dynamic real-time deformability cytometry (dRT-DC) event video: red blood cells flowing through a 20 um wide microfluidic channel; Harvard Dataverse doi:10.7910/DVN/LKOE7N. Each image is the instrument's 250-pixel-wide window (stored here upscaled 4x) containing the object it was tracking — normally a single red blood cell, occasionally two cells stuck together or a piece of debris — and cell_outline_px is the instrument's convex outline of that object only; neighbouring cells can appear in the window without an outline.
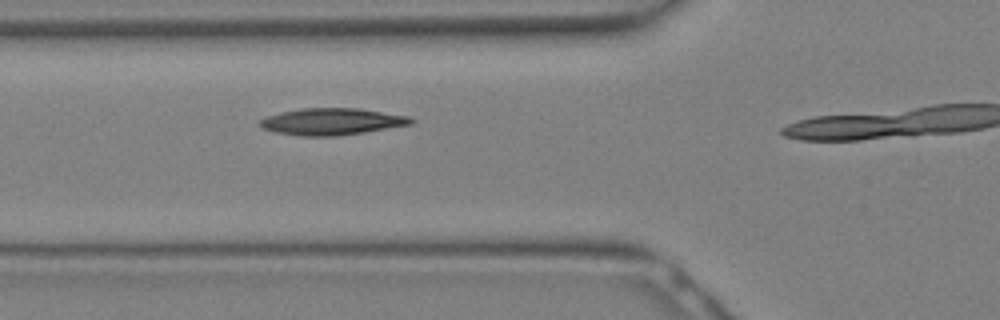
{"species": "Egyptian fruit bat (a non-hibernating species)", "species_latin": "Rousettus aegyptiacus", "temperature_condition": "warm", "stored_images_in_passage": 9, "camera_frame_rate_fps": 3000, "um_per_image_px": 0.085, "animal": {"sex": "female"}, "frame": {"image": 1, "passage_image": 8, "time_ms": 2.333, "image_size_px": [1000, 320], "cell_outline_px": [[416, 120], [412, 124], [364, 132], [336, 136], [300, 136], [276, 132], [260, 128], [256, 124], [260, 120], [268, 116], [280, 112], [300, 108], [360, 108], [412, 116]], "centroid_in_image_um": [28.22, 10.33], "position_along_channel_um": 97.6, "area_um2": 23.87}}